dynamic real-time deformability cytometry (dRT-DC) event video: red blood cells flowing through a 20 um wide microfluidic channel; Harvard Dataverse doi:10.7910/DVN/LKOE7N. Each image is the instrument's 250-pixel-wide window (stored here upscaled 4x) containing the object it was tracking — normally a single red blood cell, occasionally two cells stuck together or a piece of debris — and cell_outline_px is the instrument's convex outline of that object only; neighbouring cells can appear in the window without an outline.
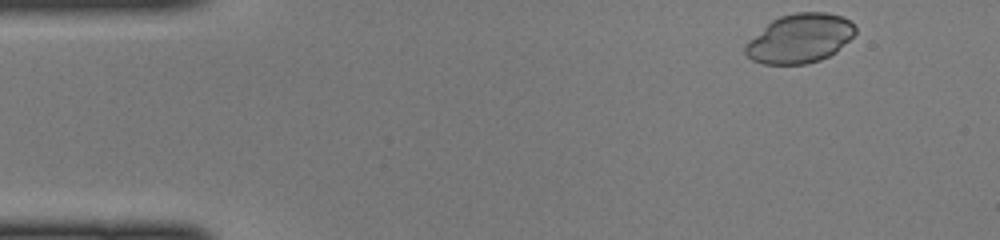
{"species": "common noctule bat (a hibernating species)", "species_latin": "Nyctalus noctula", "temperature_condition": "cold", "stored_images_in_passage": 3, "camera_frame_rate_fps": 3000, "um_per_image_px": 0.085, "animal": {"sex": "female", "body_mass_g": 22.0, "forearm_length_mm": 56.7}, "frame": {"image": 1, "passage_image": 1, "time_ms": 0.0, "image_size_px": [1000, 240], "cell_outline_px": [[856, 32], [836, 52], [820, 60], [804, 64], [764, 64], [752, 60], [744, 52], [744, 44], [748, 40], [772, 20], [780, 16], [796, 12], [828, 12], [840, 16], [848, 20], [856, 28]], "centroid_in_image_um": [67.95, 3.27], "position_along_channel_um": 17.0, "area_um2": 31.33}}